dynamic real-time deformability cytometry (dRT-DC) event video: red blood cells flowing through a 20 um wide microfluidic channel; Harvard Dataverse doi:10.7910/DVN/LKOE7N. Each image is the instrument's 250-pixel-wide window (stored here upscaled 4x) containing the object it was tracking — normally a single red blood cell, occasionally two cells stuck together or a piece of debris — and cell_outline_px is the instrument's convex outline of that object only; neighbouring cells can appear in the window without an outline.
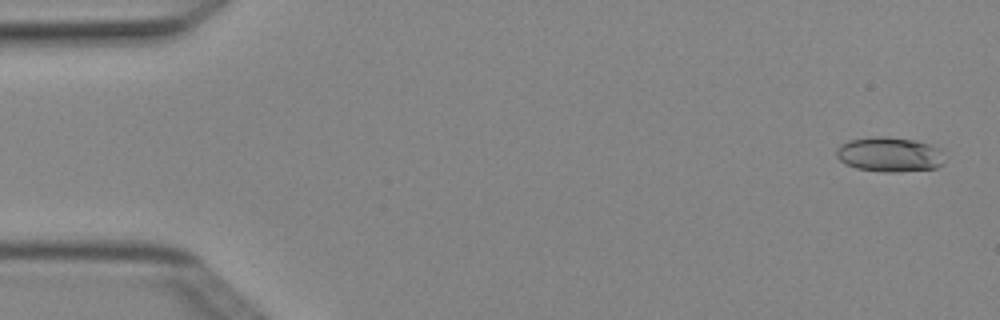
{"species": "Egyptian fruit bat (a non-hibernating species)", "species_latin": "Rousettus aegyptiacus", "temperature_condition": "cold", "stored_images_in_passage": 5, "camera_frame_rate_fps": 3000, "um_per_image_px": 0.085, "animal": {"sex": "female"}, "frame": {"image": 1, "passage_image": 1, "time_ms": 0.0, "image_size_px": [1000, 320], "cell_outline_px": [[944, 164], [936, 168], [896, 172], [884, 172], [856, 168], [844, 164], [836, 156], [836, 148], [840, 144], [848, 140], [876, 136], [884, 136], [916, 140], [940, 148]], "centroid_in_image_um": [75.58, 13.13], "position_along_channel_um": 9.4, "area_um2": 22.08}}